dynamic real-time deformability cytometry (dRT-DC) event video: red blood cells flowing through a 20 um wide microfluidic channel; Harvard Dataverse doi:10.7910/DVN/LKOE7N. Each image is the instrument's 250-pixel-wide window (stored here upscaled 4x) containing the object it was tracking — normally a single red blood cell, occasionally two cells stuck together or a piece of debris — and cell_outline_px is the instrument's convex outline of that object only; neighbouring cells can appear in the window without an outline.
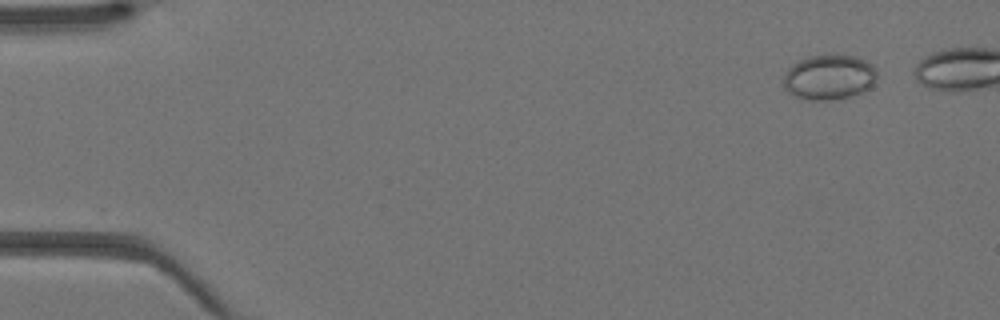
{"species": "Egyptian fruit bat (a non-hibernating species)", "species_latin": "Rousettus aegyptiacus", "temperature_condition": "warm", "stored_images_in_passage": 38, "camera_frame_rate_fps": 3000, "um_per_image_px": 0.085, "animal": {"sex": "female"}, "frame": {"image": 1, "passage_image": 4, "time_ms": 1.0, "image_size_px": [1000, 320], "cell_outline_px": [[876, 80], [864, 92], [852, 96], [828, 100], [808, 100], [796, 96], [788, 92], [784, 88], [784, 76], [788, 68], [792, 64], [800, 60], [812, 56], [852, 56], [864, 60], [872, 64], [876, 68]], "centroid_in_image_um": [70.48, 6.58], "position_along_channel_um": 14.5, "area_um2": 24.28}}
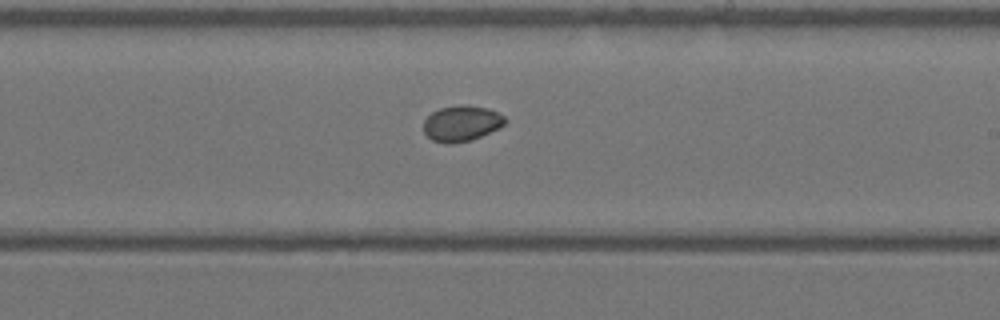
{"frame": {"image": 2, "passage_image": 26, "time_ms": 8.333, "image_size_px": [1000, 320], "cell_outline_px": [[508, 120], [504, 124], [472, 140], [452, 144], [444, 144], [432, 140], [424, 132], [424, 120], [432, 112], [440, 108], [488, 108], [504, 116]], "centroid_in_image_um": [39.2, 10.55], "position_along_channel_um": 249.8, "area_um2": 16.18}}
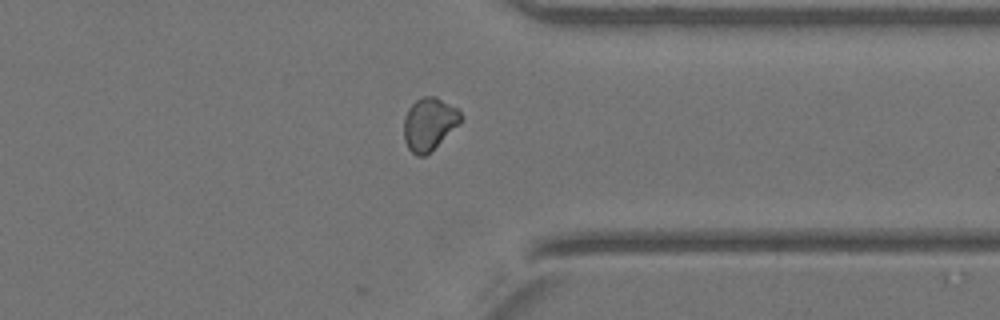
{"frame": {"image": 3, "passage_image": 34, "time_ms": 11.0, "image_size_px": [1000, 320], "cell_outline_px": [[464, 120], [460, 124], [424, 156], [416, 156], [408, 148], [404, 140], [404, 120], [408, 108], [416, 100], [424, 96], [436, 96], [456, 108], [464, 116]], "centroid_in_image_um": [36.49, 10.52], "position_along_channel_um": 374.9, "area_um2": 17.4}}